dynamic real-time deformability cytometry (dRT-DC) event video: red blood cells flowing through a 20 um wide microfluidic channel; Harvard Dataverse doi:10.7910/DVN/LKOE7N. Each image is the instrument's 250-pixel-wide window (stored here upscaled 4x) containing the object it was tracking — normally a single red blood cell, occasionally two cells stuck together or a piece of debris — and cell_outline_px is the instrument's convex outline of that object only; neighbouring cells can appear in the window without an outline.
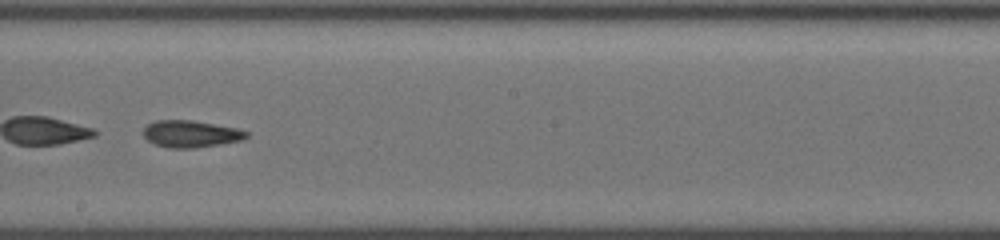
{"species": "common noctule bat (a hibernating species)", "species_latin": "Nyctalus noctula", "temperature_condition": "cold", "stored_images_in_passage": 38, "camera_frame_rate_fps": 3000, "um_per_image_px": 0.085, "animal": {"sex": "female", "body_mass_g": 19.5, "forearm_length_mm": 54.1}, "frame": {"image": 1, "passage_image": 17, "time_ms": 5.333, "image_size_px": [1000, 240], "cell_outline_px": [[248, 136], [240, 140], [220, 144], [196, 148], [168, 148], [156, 144], [148, 140], [140, 132], [148, 124], [156, 120], [192, 120], [236, 128], [248, 132]], "centroid_in_image_um": [16.17, 11.38], "position_along_channel_um": 232.0, "area_um2": 16.13}, "authors_computed_cell_mechanics": {"area_um2": 16.8198, "velocity_mm_per_s": 3.8294, "shape_relaxation_time_tau1_ms": 7.005, "shape_relaxation_time_tau2_ms": 4.761, "deformation_change_tau1": 0.1661, "deformation_change_tau2": 0.1178}}